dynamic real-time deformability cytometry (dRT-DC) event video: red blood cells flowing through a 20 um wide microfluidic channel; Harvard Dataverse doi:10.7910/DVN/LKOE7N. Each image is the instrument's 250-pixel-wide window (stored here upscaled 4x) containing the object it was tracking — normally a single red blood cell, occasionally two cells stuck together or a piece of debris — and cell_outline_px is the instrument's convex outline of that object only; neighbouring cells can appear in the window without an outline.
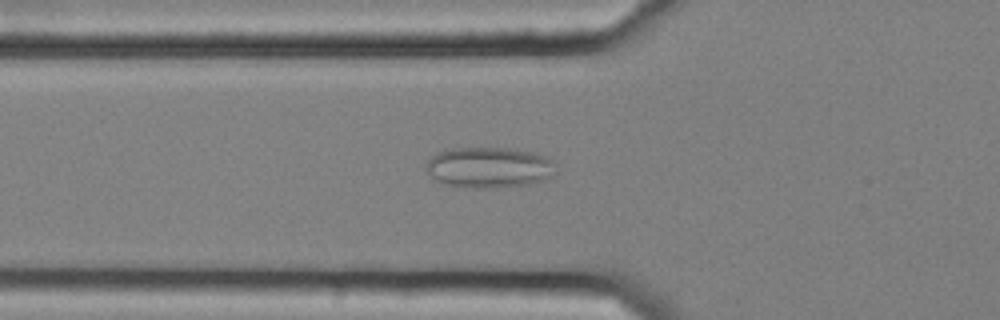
{"species": "common noctule bat (a hibernating species)", "species_latin": "Nyctalus noctula", "temperature_condition": "cold", "stored_images_in_passage": 41, "camera_frame_rate_fps": 3000, "um_per_image_px": 0.085, "animal": {"sex": "female", "body_mass_g": 25.1}, "frame": {"image": 1, "passage_image": 10, "time_ms": 3.0, "image_size_px": [1000, 320], "cell_outline_px": [[556, 172], [544, 180], [528, 184], [496, 188], [468, 188], [448, 184], [436, 180], [424, 168], [428, 160], [436, 152], [452, 148], [516, 148], [532, 152], [544, 156], [552, 160]], "centroid_in_image_um": [41.56, 14.23], "position_along_channel_um": 84.2, "area_um2": 30.92}}
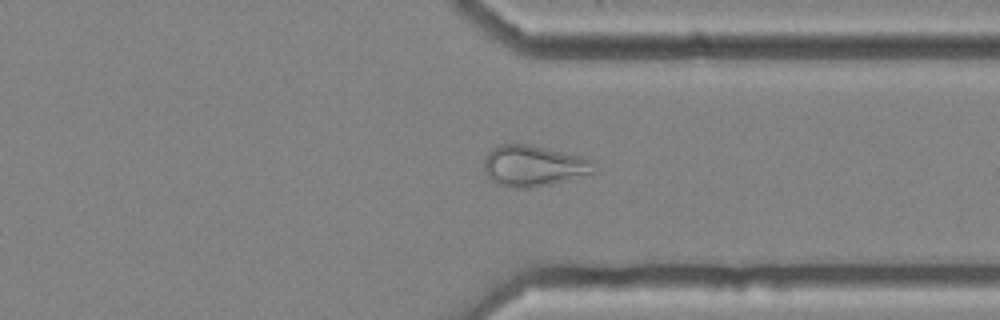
{"frame": {"image": 2, "passage_image": 33, "time_ms": 10.667, "image_size_px": [1000, 320], "cell_outline_px": [[592, 172], [548, 184], [528, 188], [516, 188], [500, 184], [492, 180], [484, 172], [484, 156], [492, 148], [500, 144], [528, 144], [584, 156], [592, 160]], "centroid_in_image_um": [45.28, 14.06], "position_along_channel_um": 366.1, "area_um2": 25.78}}
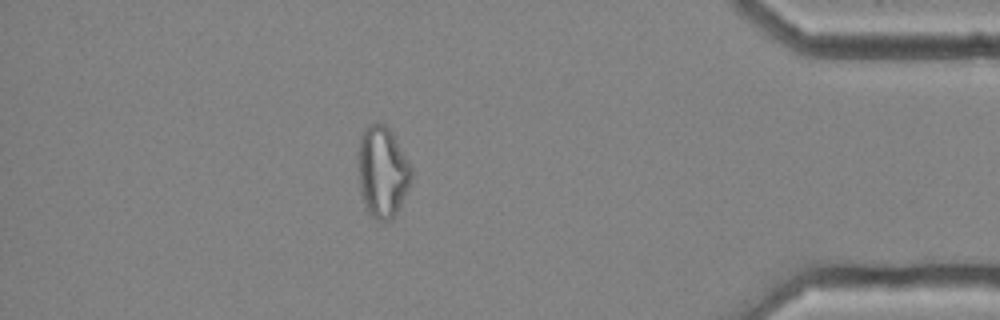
{"frame": {"image": 3, "passage_image": 39, "time_ms": 12.667, "image_size_px": [1000, 320], "cell_outline_px": [[412, 176], [408, 188], [392, 220], [376, 220], [368, 212], [364, 204], [360, 192], [360, 136], [376, 120], [384, 124], [392, 132], [412, 168]], "centroid_in_image_um": [32.53, 14.62], "position_along_channel_um": 402.7, "area_um2": 27.57}}